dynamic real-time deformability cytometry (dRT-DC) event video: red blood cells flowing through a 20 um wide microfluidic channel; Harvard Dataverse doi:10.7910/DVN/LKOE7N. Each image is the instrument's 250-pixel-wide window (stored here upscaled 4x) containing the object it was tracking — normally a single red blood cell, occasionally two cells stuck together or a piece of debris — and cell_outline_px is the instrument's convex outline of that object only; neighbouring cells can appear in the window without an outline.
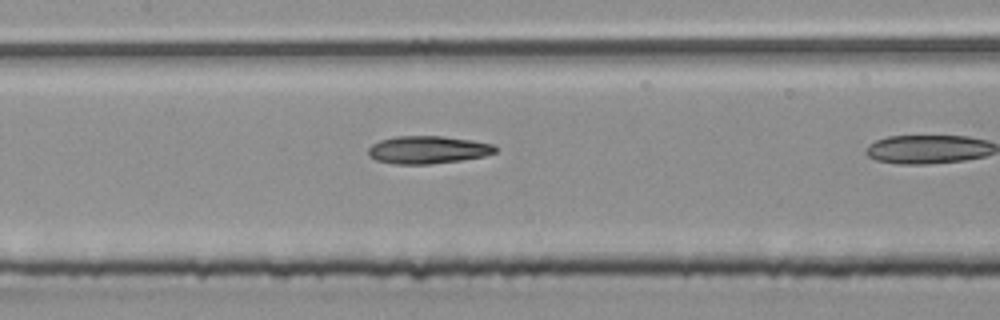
{"species": "common noctule bat (a hibernating species)", "species_latin": "Nyctalus noctula", "temperature_condition": "room temperature", "stored_images_in_passage": 11, "camera_frame_rate_fps": 3000, "um_per_image_px": 0.085, "animal": {"sex": "male", "body_mass_g": 20.4}, "frame": {"image": 1, "passage_image": 10, "time_ms": 3.0, "image_size_px": [1000, 320], "cell_outline_px": [[496, 152], [484, 156], [460, 160], [428, 164], [396, 164], [376, 160], [368, 156], [368, 148], [372, 144], [380, 140], [396, 136], [444, 136], [472, 140], [492, 144], [496, 148]], "centroid_in_image_um": [36.33, 12.73], "position_along_channel_um": 171.1, "area_um2": 20.46}}